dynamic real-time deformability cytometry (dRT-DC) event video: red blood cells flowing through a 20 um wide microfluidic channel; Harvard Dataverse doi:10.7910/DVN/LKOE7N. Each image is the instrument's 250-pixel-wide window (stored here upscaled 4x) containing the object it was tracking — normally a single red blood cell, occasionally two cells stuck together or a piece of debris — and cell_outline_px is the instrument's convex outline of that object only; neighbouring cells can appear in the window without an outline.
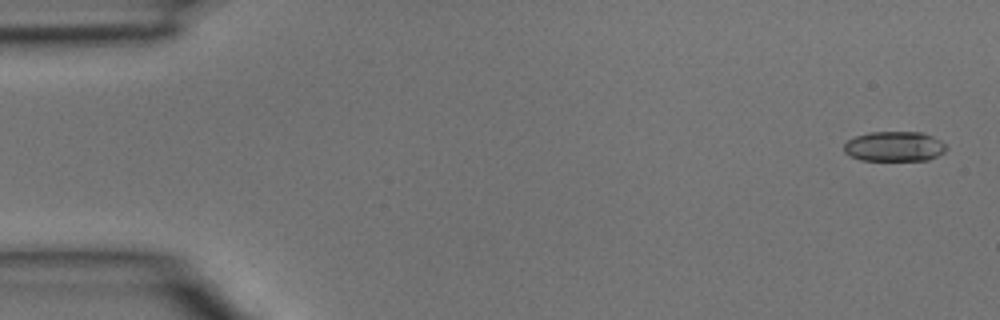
{"species": "common noctule bat (a hibernating species)", "species_latin": "Nyctalus noctula", "temperature_condition": "room temperature", "stored_images_in_passage": 3, "camera_frame_rate_fps": 3000, "um_per_image_px": 0.085, "animal": {"sex": "male", "body_mass_g": 15.6}, "frame": {"image": 1, "passage_image": 1, "time_ms": 0.0, "image_size_px": [1000, 320], "cell_outline_px": [[948, 148], [944, 152], [928, 160], [860, 160], [844, 152], [844, 144], [848, 140], [856, 136], [868, 132], [920, 132], [932, 136], [940, 140]], "centroid_in_image_um": [76.02, 12.44], "position_along_channel_um": 9.0, "area_um2": 17.8}}
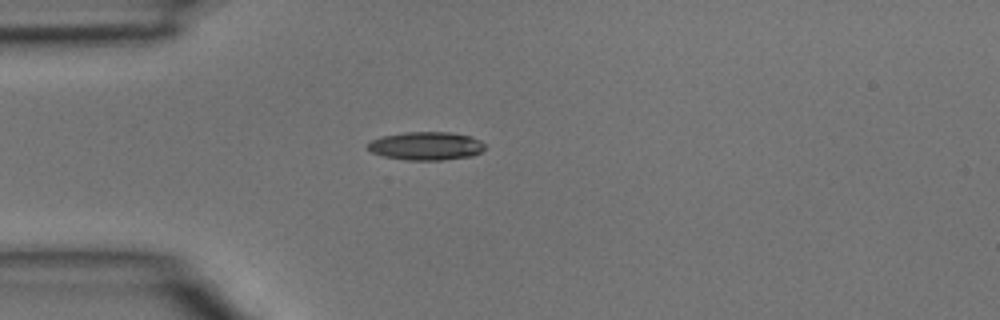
{"frame": {"image": 2, "passage_image": 3, "time_ms": 0.667, "image_size_px": [1000, 320], "cell_outline_px": [[484, 148], [480, 152], [472, 156], [444, 160], [404, 160], [384, 156], [372, 152], [368, 148], [368, 144], [372, 140], [380, 136], [404, 132], [448, 132], [472, 136], [480, 140], [484, 144]], "centroid_in_image_um": [36.22, 12.4], "position_along_channel_um": 48.8, "area_um2": 19.36}}